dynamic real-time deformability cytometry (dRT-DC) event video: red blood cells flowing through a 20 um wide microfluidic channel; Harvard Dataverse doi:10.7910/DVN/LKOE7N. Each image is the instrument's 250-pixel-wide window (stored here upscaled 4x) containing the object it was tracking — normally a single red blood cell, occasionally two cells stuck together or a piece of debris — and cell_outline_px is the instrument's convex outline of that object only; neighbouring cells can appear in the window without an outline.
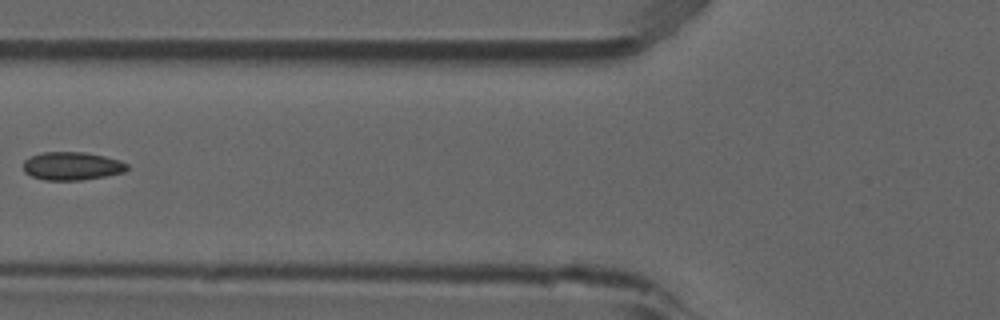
{"species": "common noctule bat (a hibernating species)", "species_latin": "Nyctalus noctula", "temperature_condition": "room temperature", "stored_images_in_passage": 8, "camera_frame_rate_fps": 3000, "um_per_image_px": 0.085, "animal": {"sex": "male", "forearm_length_mm": 52.5}, "frame": {"image": 1, "passage_image": 6, "time_ms": 1.667, "image_size_px": [1000, 320], "cell_outline_px": [[128, 168], [124, 172], [104, 176], [80, 180], [44, 180], [32, 176], [24, 172], [24, 160], [40, 152], [84, 152], [104, 156], [120, 160], [128, 164]], "centroid_in_image_um": [6.11, 14.11], "position_along_channel_um": 119.7, "area_um2": 16.99}}
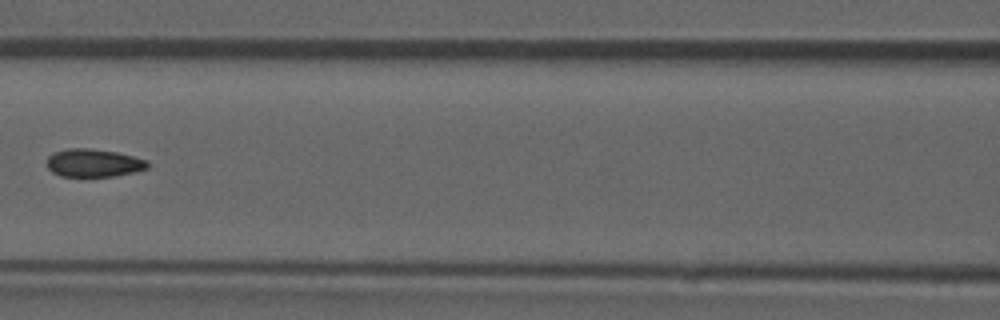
{"frame": {"image": 2, "passage_image": 7, "time_ms": 2.0, "image_size_px": [1000, 320], "cell_outline_px": [[148, 168], [136, 172], [116, 176], [60, 176], [52, 172], [48, 168], [48, 156], [56, 152], [68, 148], [88, 148], [116, 152], [148, 160]], "centroid_in_image_um": [7.98, 13.85], "position_along_channel_um": 158.6, "area_um2": 16.36}}